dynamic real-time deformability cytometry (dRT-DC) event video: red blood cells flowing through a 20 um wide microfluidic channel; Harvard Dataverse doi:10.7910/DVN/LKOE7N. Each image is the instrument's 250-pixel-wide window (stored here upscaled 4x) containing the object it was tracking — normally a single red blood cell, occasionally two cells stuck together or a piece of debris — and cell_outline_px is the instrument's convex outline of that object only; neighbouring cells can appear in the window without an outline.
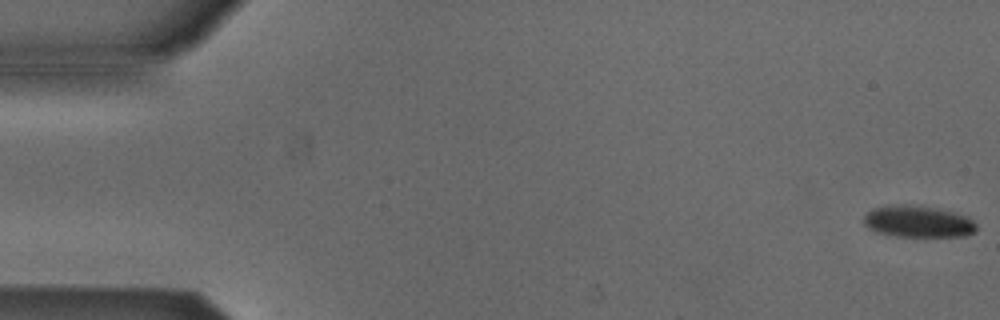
{"species": "Egyptian fruit bat (a non-hibernating species)", "species_latin": "Rousettus aegyptiacus", "temperature_condition": "cold", "stored_images_in_passage": 54, "camera_frame_rate_fps": 3000, "um_per_image_px": 0.085, "animal": {"sex": "male"}, "frame": {"image": 1, "passage_image": 1, "time_ms": 0.0, "image_size_px": [1000, 320], "cell_outline_px": [[976, 232], [968, 236], [896, 236], [876, 232], [868, 228], [864, 224], [864, 216], [872, 208], [904, 204], [940, 208], [956, 212], [968, 216], [976, 224]], "centroid_in_image_um": [78.08, 18.83], "position_along_channel_um": 6.9, "area_um2": 20.92}}
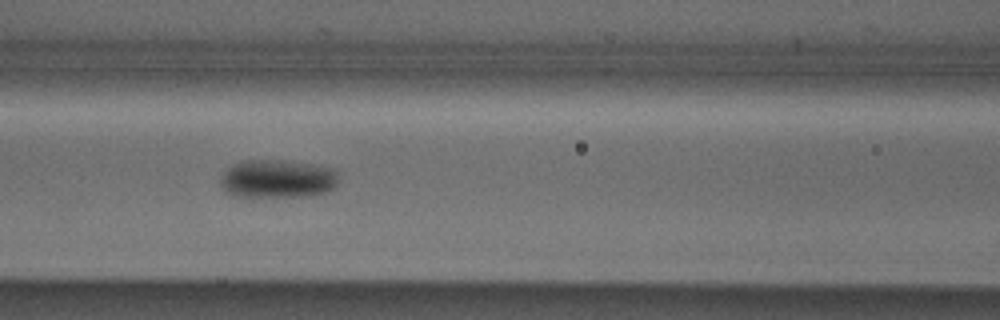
{"frame": {"image": 2, "passage_image": 23, "time_ms": 7.333, "image_size_px": [1000, 320], "cell_outline_px": [[336, 180], [332, 188], [324, 192], [308, 196], [232, 196], [224, 192], [220, 184], [220, 176], [232, 164], [244, 160], [284, 160], [316, 164], [332, 168], [336, 172]], "centroid_in_image_um": [23.52, 15.19], "position_along_channel_um": 143.1, "area_um2": 26.41}}
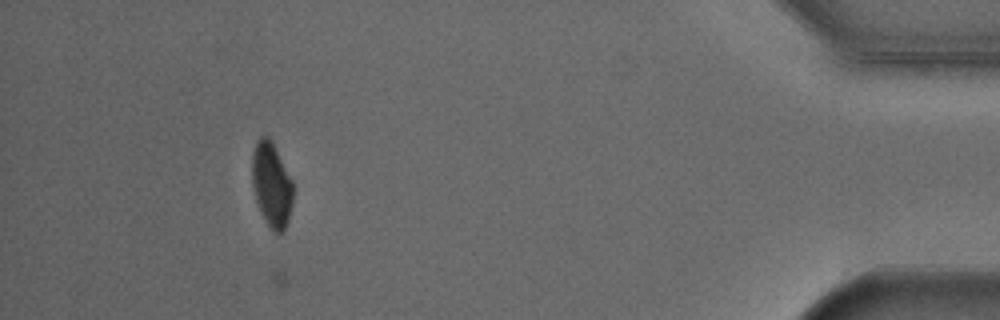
{"frame": {"image": 3, "passage_image": 49, "time_ms": 16.0, "image_size_px": [1000, 320], "cell_outline_px": [[292, 204], [288, 220], [284, 228], [280, 232], [272, 232], [264, 220], [256, 200], [252, 184], [252, 152], [256, 140], [260, 136], [268, 136], [272, 140], [292, 180]], "centroid_in_image_um": [23.06, 15.66], "position_along_channel_um": 412.1, "area_um2": 20.23}, "authors_computed_cell_mechanics": {"area_um2": 22.8599, "velocity_mm_per_s": 3.8564, "shape_relaxation_time_tau1_ms": 6.9847, "shape_relaxation_time_tau2_ms": null, "deformation_change_tau1": 0.1334, "deformation_change_tau2": null}}